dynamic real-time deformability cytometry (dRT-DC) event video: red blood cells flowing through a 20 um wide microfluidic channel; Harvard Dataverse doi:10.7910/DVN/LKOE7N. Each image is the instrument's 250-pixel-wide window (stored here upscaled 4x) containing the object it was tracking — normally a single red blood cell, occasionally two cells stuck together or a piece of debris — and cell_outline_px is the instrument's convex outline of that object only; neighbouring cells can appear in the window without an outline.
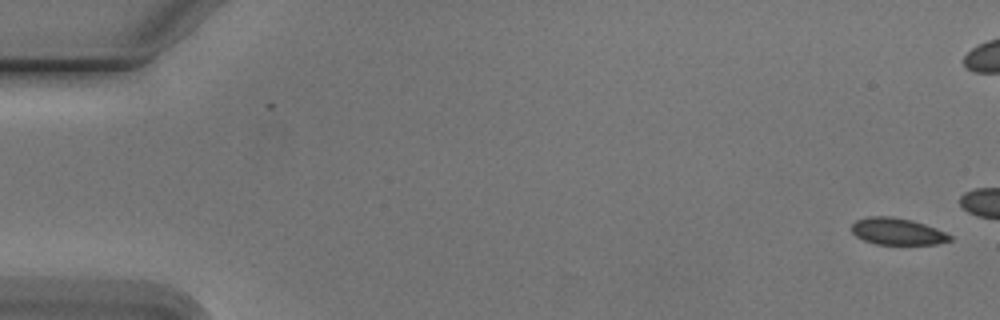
{"species": "Egyptian fruit bat (a non-hibernating species)", "species_latin": "Rousettus aegyptiacus", "temperature_condition": "cold", "stored_images_in_passage": 16, "camera_frame_rate_fps": 3000, "um_per_image_px": 0.085, "animal": {"sex": "male"}, "frame": {"image": 1, "passage_image": 1, "time_ms": 0.0, "image_size_px": [1000, 320], "cell_outline_px": [[952, 240], [936, 244], [876, 244], [864, 240], [856, 236], [852, 232], [852, 224], [856, 220], [868, 216], [892, 216], [912, 220], [936, 228], [952, 236]], "centroid_in_image_um": [76.26, 19.66], "position_along_channel_um": 8.7, "area_um2": 15.32}}